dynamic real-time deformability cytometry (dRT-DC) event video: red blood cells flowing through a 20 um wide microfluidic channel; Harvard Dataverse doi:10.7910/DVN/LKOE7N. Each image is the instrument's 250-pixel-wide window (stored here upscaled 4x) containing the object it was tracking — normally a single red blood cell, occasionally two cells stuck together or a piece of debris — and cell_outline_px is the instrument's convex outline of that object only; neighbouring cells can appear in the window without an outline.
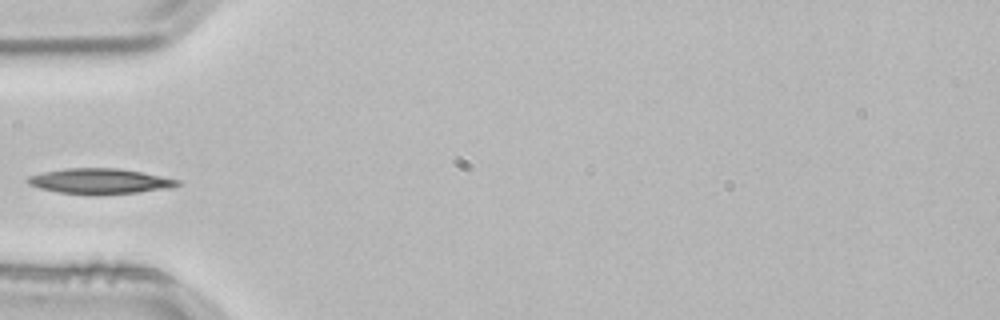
{"species": "common noctule bat (a hibernating species)", "species_latin": "Nyctalus noctula", "temperature_condition": "room temperature", "stored_images_in_passage": 4, "camera_frame_rate_fps": 3000, "um_per_image_px": 0.085, "animal": {"sex": "male", "body_mass_g": 21.5, "forearm_length_mm": 52.0}, "frame": {"image": 1, "passage_image": 4, "time_ms": 1.0, "image_size_px": [1000, 320], "cell_outline_px": [[180, 184], [168, 188], [136, 192], [100, 196], [56, 192], [40, 188], [28, 184], [24, 180], [28, 176], [44, 172], [64, 168], [120, 168], [180, 180]], "centroid_in_image_um": [8.42, 15.41], "position_along_channel_um": 76.6, "area_um2": 22.31}}